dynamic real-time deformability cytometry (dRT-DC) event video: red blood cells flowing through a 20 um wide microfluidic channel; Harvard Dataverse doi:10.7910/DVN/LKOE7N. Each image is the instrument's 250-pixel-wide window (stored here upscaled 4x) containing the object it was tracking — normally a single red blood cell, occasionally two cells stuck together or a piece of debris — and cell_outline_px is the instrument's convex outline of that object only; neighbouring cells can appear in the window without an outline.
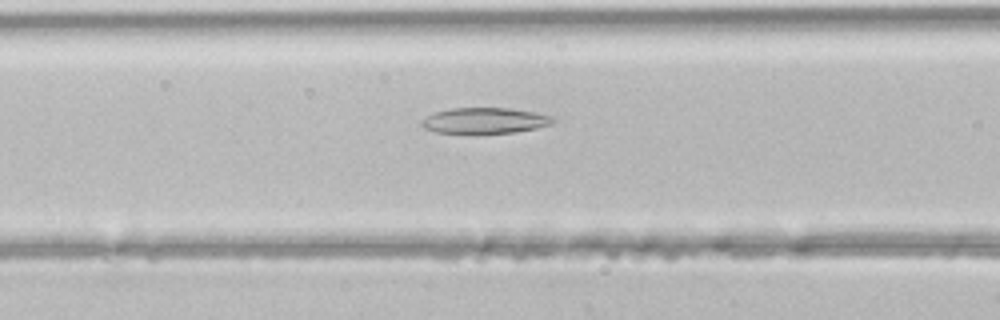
{"species": "common noctule bat (a hibernating species)", "species_latin": "Nyctalus noctula", "temperature_condition": "room temperature", "stored_images_in_passage": 40, "camera_frame_rate_fps": 3000, "um_per_image_px": 0.085, "animal": {"sex": "male", "body_mass_g": 21.5, "forearm_length_mm": 52.0}, "frame": {"image": 1, "passage_image": 12, "time_ms": 3.667, "image_size_px": [1000, 320], "cell_outline_px": [[552, 124], [536, 128], [516, 132], [436, 132], [424, 128], [420, 124], [420, 120], [436, 112], [448, 108], [512, 108], [536, 112], [552, 116]], "centroid_in_image_um": [41.2, 10.23], "position_along_channel_um": 125.4, "area_um2": 19.42}}
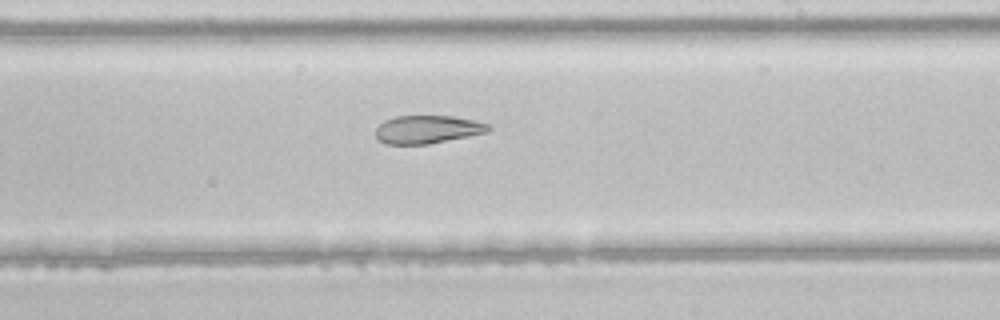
{"frame": {"image": 2, "passage_image": 21, "time_ms": 6.667, "image_size_px": [1000, 320], "cell_outline_px": [[492, 128], [488, 132], [428, 144], [384, 144], [376, 136], [376, 128], [384, 120], [396, 116], [452, 116], [472, 120], [488, 124]], "centroid_in_image_um": [36.32, 11.0], "position_along_channel_um": 252.7, "area_um2": 18.32}}
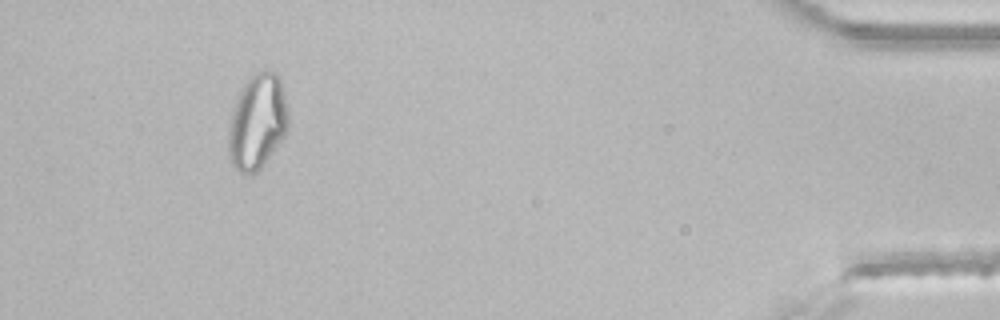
{"frame": {"image": 3, "passage_image": 37, "time_ms": 12.0, "image_size_px": [1000, 320], "cell_outline_px": [[288, 132], [264, 164], [252, 176], [240, 172], [232, 164], [228, 156], [228, 124], [232, 108], [248, 76], [264, 68], [276, 72], [280, 76], [288, 108]], "centroid_in_image_um": [21.88, 10.33], "position_along_channel_um": 413.3, "area_um2": 33.99}}